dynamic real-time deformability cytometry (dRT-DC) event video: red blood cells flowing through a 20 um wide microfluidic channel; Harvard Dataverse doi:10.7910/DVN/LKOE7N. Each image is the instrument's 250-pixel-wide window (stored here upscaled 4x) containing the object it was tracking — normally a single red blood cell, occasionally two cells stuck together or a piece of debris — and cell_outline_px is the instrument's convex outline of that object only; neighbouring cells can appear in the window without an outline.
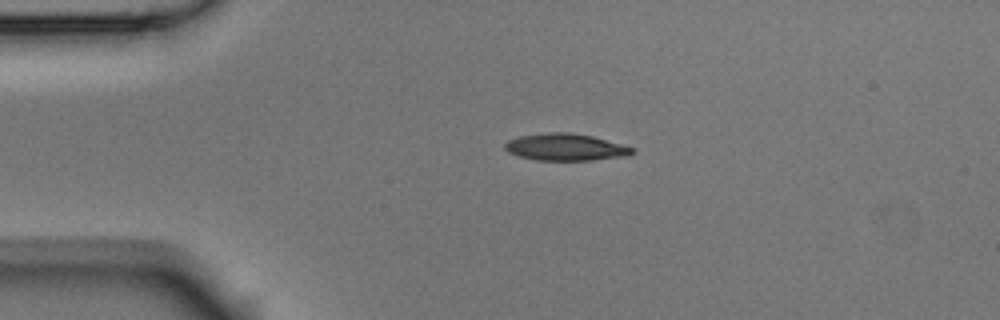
{"species": "Egyptian fruit bat (a non-hibernating species)", "species_latin": "Rousettus aegyptiacus", "temperature_condition": "room temperature", "stored_images_in_passage": 4, "camera_frame_rate_fps": 3000, "um_per_image_px": 0.085, "animal": {"sex": "male"}, "frame": {"image": 1, "passage_image": 3, "time_ms": 0.667, "image_size_px": [1000, 320], "cell_outline_px": [[636, 152], [628, 156], [592, 160], [536, 160], [520, 156], [508, 152], [504, 148], [504, 144], [508, 140], [520, 136], [548, 132], [568, 132], [592, 136], [636, 148]], "centroid_in_image_um": [48.1, 12.51], "position_along_channel_um": 36.9, "area_um2": 20.06}}